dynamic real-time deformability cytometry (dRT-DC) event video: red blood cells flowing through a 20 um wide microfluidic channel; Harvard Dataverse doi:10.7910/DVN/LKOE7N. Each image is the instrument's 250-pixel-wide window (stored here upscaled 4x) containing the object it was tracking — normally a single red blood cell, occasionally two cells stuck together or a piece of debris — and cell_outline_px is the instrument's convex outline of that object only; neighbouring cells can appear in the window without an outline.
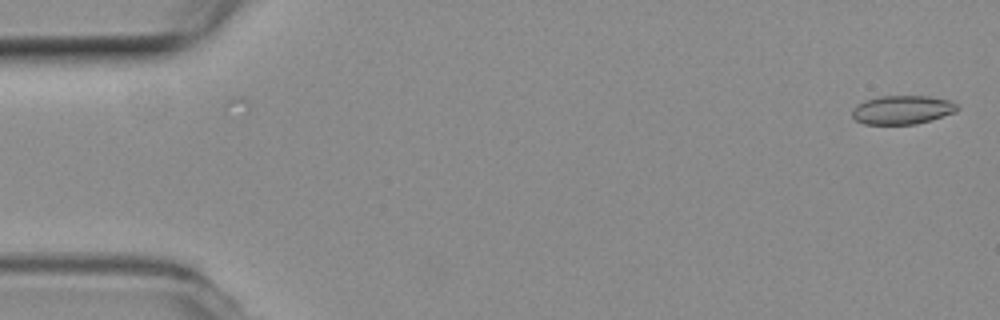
{"species": "common noctule bat (a hibernating species)", "species_latin": "Nyctalus noctula", "temperature_condition": "room temperature", "stored_images_in_passage": 2, "camera_frame_rate_fps": 3000, "um_per_image_px": 0.085, "animal": {"sex": "female", "body_mass_g": 19.3, "forearm_length_mm": 54.1}, "frame": {"image": 1, "passage_image": 1, "time_ms": 0.0, "image_size_px": [1000, 320], "cell_outline_px": [[960, 108], [956, 112], [916, 124], [864, 124], [856, 120], [852, 116], [852, 108], [856, 104], [864, 100], [880, 96], [928, 96], [948, 100], [956, 104]], "centroid_in_image_um": [76.66, 9.33], "position_along_channel_um": 8.3, "area_um2": 17.63}}